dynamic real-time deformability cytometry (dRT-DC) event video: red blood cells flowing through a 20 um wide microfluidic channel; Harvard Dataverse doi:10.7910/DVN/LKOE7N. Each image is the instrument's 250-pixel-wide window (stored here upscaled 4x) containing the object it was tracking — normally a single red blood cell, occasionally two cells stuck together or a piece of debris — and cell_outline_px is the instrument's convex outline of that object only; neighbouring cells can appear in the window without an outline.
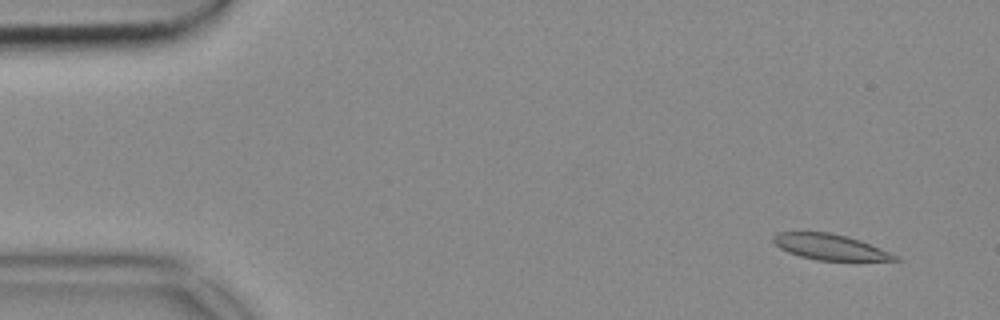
{"species": "common noctule bat (a hibernating species)", "species_latin": "Nyctalus noctula", "temperature_condition": "cold", "stored_images_in_passage": 54, "camera_frame_rate_fps": 3000, "um_per_image_px": 0.085, "animal": {"sex": "female", "body_mass_g": 18.4}, "frame": {"image": 1, "passage_image": 4, "time_ms": 1.0, "image_size_px": [1000, 320], "cell_outline_px": [[900, 260], [816, 260], [800, 256], [788, 252], [780, 248], [772, 240], [772, 236], [776, 232], [828, 232], [848, 236], [860, 240], [900, 256]], "centroid_in_image_um": [70.54, 20.98], "position_along_channel_um": 14.5, "area_um2": 18.15}}
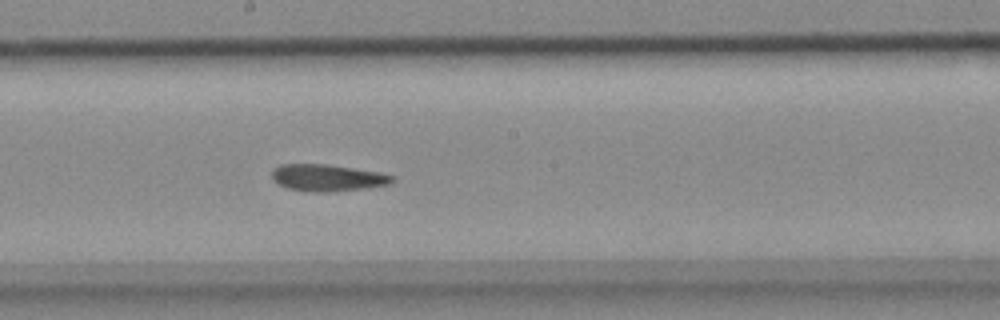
{"frame": {"image": 2, "passage_image": 29, "time_ms": 9.333, "image_size_px": [1000, 320], "cell_outline_px": [[396, 180], [392, 184], [364, 188], [324, 192], [316, 192], [288, 188], [272, 180], [272, 168], [280, 164], [324, 164], [380, 172], [396, 176]], "centroid_in_image_um": [27.86, 15.1], "position_along_channel_um": 220.3, "area_um2": 18.79}}
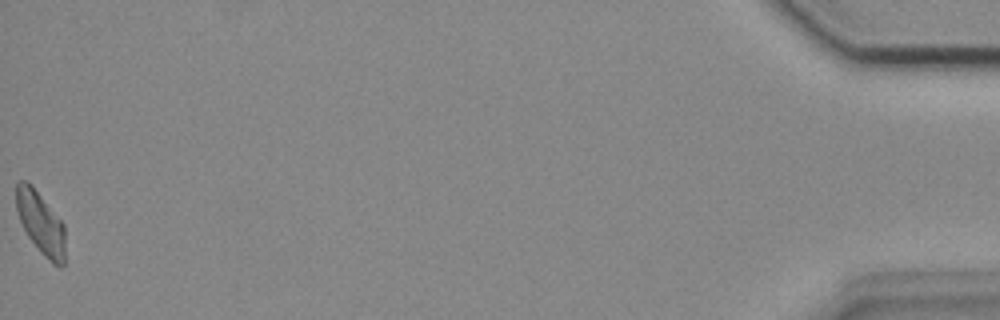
{"frame": {"image": 3, "passage_image": 54, "time_ms": 17.667, "image_size_px": [1000, 320], "cell_outline_px": [[64, 264], [60, 268], [52, 264], [40, 252], [28, 236], [16, 212], [16, 184], [20, 180], [28, 180], [32, 184], [64, 224]], "centroid_in_image_um": [3.45, 18.94], "position_along_channel_um": 431.8, "area_um2": 17.92}}